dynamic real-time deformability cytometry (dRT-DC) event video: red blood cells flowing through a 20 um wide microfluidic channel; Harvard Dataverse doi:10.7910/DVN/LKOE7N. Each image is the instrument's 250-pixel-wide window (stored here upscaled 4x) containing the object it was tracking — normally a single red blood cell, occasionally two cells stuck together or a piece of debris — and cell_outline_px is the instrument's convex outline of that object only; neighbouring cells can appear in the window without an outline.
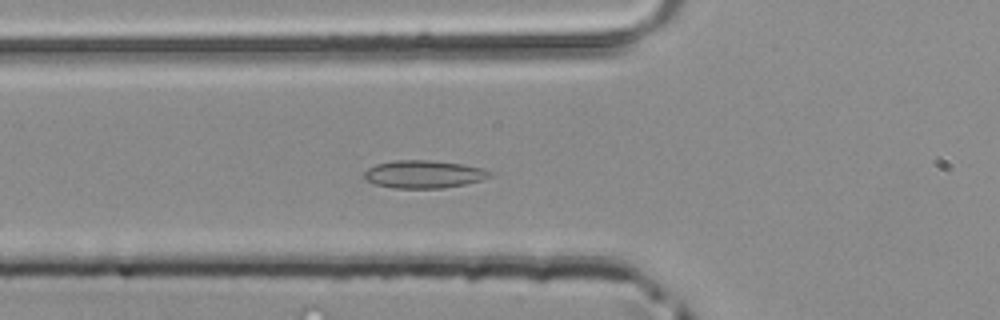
{"species": "common noctule bat (a hibernating species)", "species_latin": "Nyctalus noctula", "temperature_condition": "room temperature", "stored_images_in_passage": 36, "camera_frame_rate_fps": 3000, "um_per_image_px": 0.085, "animal": {"sex": "male", "body_mass_g": 20.4}, "frame": {"image": 1, "passage_image": 4, "time_ms": 1.0, "image_size_px": [1000, 320], "cell_outline_px": [[492, 176], [480, 180], [464, 184], [444, 188], [392, 188], [376, 184], [364, 180], [364, 172], [368, 168], [376, 164], [392, 160], [432, 160], [464, 164], [484, 168], [492, 172]], "centroid_in_image_um": [36.02, 14.8], "position_along_channel_um": 89.8, "area_um2": 20.52}}
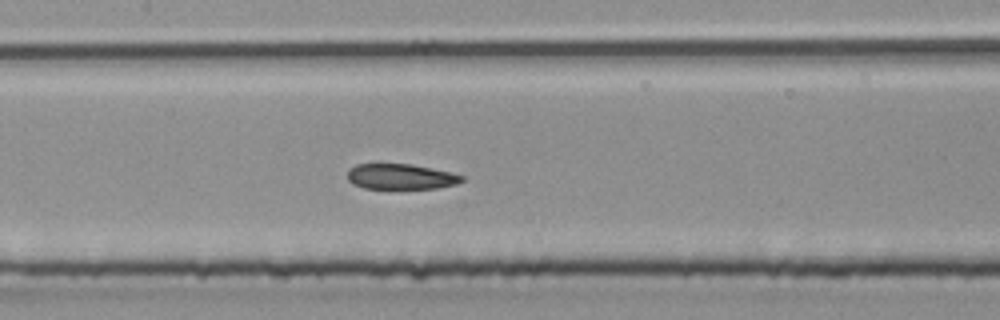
{"frame": {"image": 2, "passage_image": 10, "time_ms": 3.0, "image_size_px": [1000, 320], "cell_outline_px": [[464, 180], [456, 184], [436, 188], [364, 188], [352, 184], [348, 180], [348, 168], [356, 164], [412, 164], [448, 172], [464, 176]], "centroid_in_image_um": [34.02, 15.01], "position_along_channel_um": 173.4, "area_um2": 16.82}}
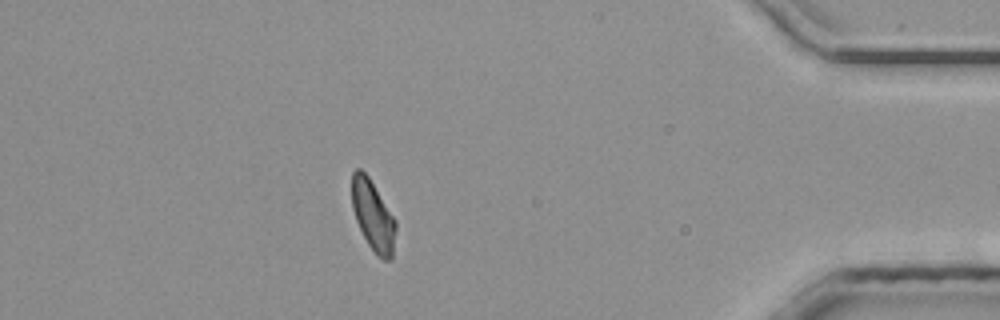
{"frame": {"image": 3, "passage_image": 30, "time_ms": 9.667, "image_size_px": [1000, 320], "cell_outline_px": [[396, 228], [392, 260], [384, 260], [376, 256], [368, 244], [356, 220], [352, 208], [352, 172], [356, 168], [360, 168], [368, 176], [396, 220]], "centroid_in_image_um": [31.71, 18.35], "position_along_channel_um": 403.5, "area_um2": 17.98}}